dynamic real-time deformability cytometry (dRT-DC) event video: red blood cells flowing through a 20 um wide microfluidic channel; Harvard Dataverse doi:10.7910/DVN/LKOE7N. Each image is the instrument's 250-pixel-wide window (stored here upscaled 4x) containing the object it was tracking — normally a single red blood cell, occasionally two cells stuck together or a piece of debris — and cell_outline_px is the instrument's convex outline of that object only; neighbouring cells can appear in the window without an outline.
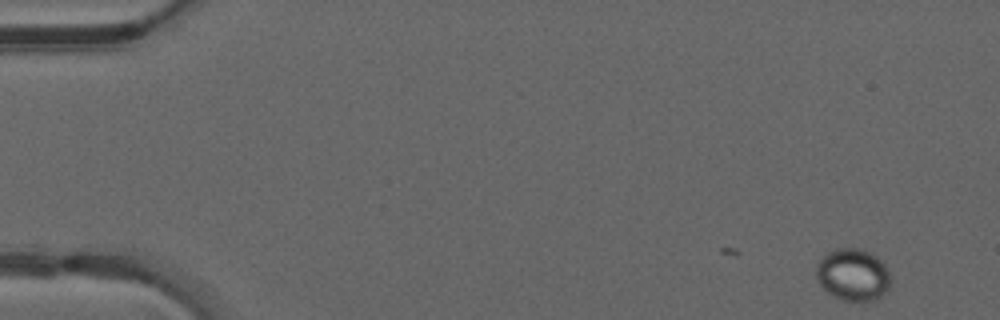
{"species": "common noctule bat (a hibernating species)", "species_latin": "Nyctalus noctula", "temperature_condition": "warm", "stored_images_in_passage": 5, "camera_frame_rate_fps": 3000, "um_per_image_px": 0.085, "animal": {"sex": "male", "forearm_length_mm": 52.5}, "frame": {"image": 1, "passage_image": 5, "time_ms": 1.333, "image_size_px": [1000, 320], "cell_outline_px": [[888, 288], [876, 300], [840, 300], [832, 296], [816, 280], [816, 264], [820, 256], [836, 248], [860, 248], [876, 256], [888, 268]], "centroid_in_image_um": [72.44, 23.33], "position_along_channel_um": 12.6, "area_um2": 22.54}}